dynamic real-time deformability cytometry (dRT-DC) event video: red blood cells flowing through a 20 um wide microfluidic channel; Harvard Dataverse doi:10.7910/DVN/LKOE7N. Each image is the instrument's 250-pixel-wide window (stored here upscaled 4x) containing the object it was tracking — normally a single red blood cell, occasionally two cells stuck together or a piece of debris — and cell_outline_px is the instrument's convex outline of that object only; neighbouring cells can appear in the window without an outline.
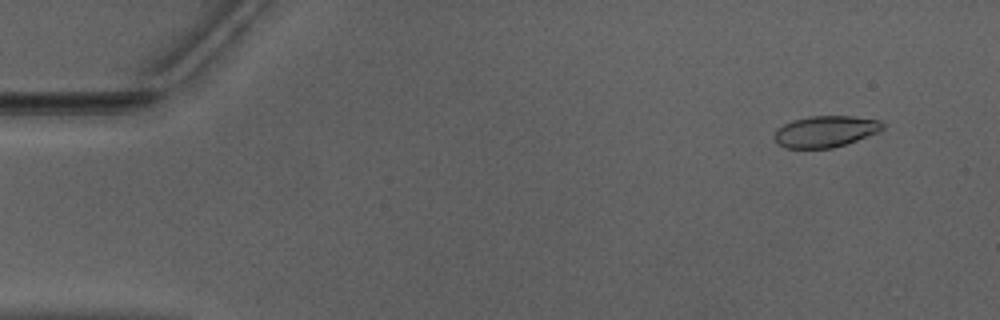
{"species": "Egyptian fruit bat (a non-hibernating species)", "species_latin": "Rousettus aegyptiacus", "temperature_condition": "warm", "stored_images_in_passage": 16, "camera_frame_rate_fps": 3000, "um_per_image_px": 0.085, "animal": {"sex": "male"}, "frame": {"image": 1, "passage_image": 5, "time_ms": 1.333, "image_size_px": [1000, 320], "cell_outline_px": [[884, 128], [880, 132], [832, 148], [784, 148], [772, 136], [784, 124], [792, 120], [808, 116], [852, 116], [880, 120], [884, 124]], "centroid_in_image_um": [70.19, 11.16], "position_along_channel_um": 14.8, "area_um2": 19.71}}
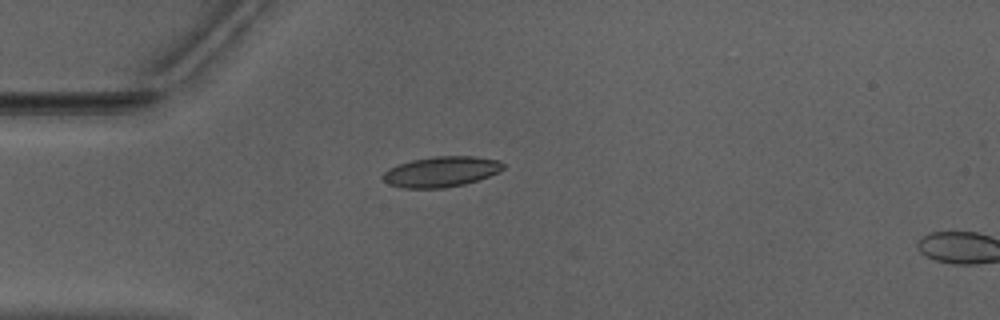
{"frame": {"image": 2, "passage_image": 15, "time_ms": 4.667, "image_size_px": [1000, 320], "cell_outline_px": [[504, 168], [500, 172], [464, 184], [444, 188], [404, 188], [388, 184], [380, 176], [388, 168], [412, 160], [432, 156], [472, 156], [500, 160], [504, 164]], "centroid_in_image_um": [37.49, 14.59], "position_along_channel_um": 47.5, "area_um2": 21.39}}